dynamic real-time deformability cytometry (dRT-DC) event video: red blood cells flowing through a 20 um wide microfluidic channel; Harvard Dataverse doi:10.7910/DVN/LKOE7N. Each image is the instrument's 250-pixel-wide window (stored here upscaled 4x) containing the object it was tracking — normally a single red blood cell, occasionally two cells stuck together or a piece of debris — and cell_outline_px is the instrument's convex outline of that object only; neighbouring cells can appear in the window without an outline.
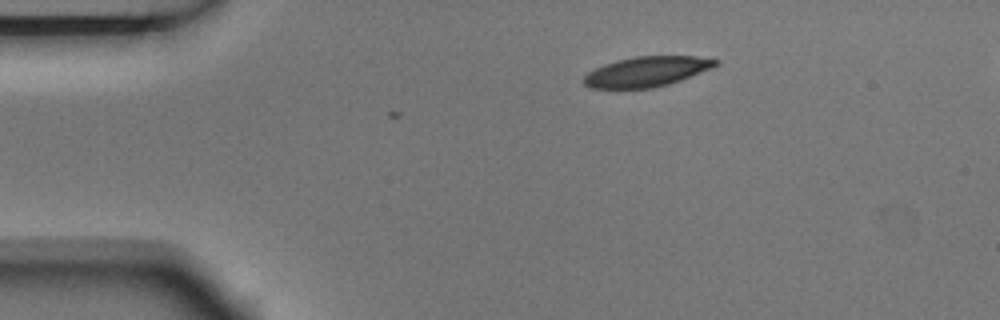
{"species": "Egyptian fruit bat (a non-hibernating species)", "species_latin": "Rousettus aegyptiacus", "temperature_condition": "room temperature", "stored_images_in_passage": 3, "camera_frame_rate_fps": 3000, "um_per_image_px": 0.085, "animal": {"sex": "male"}, "frame": {"image": 1, "passage_image": 3, "time_ms": 0.667, "image_size_px": [1000, 320], "cell_outline_px": [[720, 64], [712, 68], [680, 80], [668, 84], [652, 88], [588, 88], [580, 80], [588, 72], [604, 64], [616, 60], [636, 56], [696, 56], [720, 60]], "centroid_in_image_um": [54.96, 6.08], "position_along_channel_um": 30.0, "area_um2": 23.18}}